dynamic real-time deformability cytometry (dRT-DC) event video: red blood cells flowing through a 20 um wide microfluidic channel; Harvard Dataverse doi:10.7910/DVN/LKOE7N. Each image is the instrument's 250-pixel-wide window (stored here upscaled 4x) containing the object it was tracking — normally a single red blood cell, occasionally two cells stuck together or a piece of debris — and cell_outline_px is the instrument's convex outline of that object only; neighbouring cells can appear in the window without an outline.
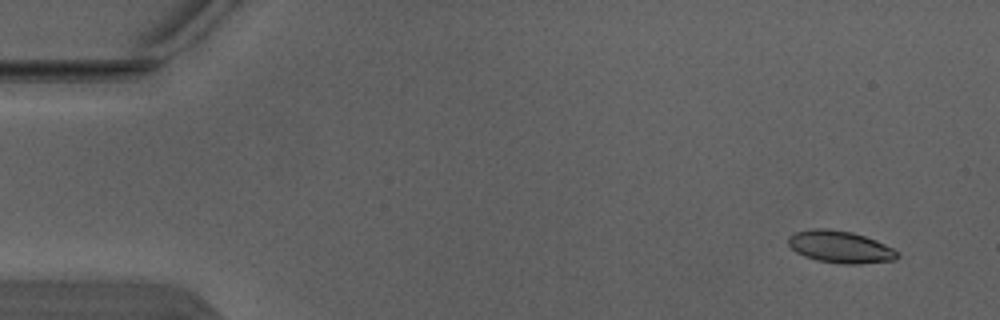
{"species": "Egyptian fruit bat (a non-hibernating species)", "species_latin": "Rousettus aegyptiacus", "temperature_condition": "warm", "stored_images_in_passage": 4, "camera_frame_rate_fps": 3000, "um_per_image_px": 0.085, "animal": {"sex": "male"}, "frame": {"image": 1, "passage_image": 1, "time_ms": 0.0, "image_size_px": [1000, 320], "cell_outline_px": [[900, 256], [896, 260], [860, 264], [844, 264], [816, 260], [804, 256], [796, 252], [788, 244], [788, 236], [796, 232], [812, 228], [828, 228], [852, 232], [876, 240], [900, 252]], "centroid_in_image_um": [71.43, 20.99], "position_along_channel_um": 13.6, "area_um2": 20.58}}
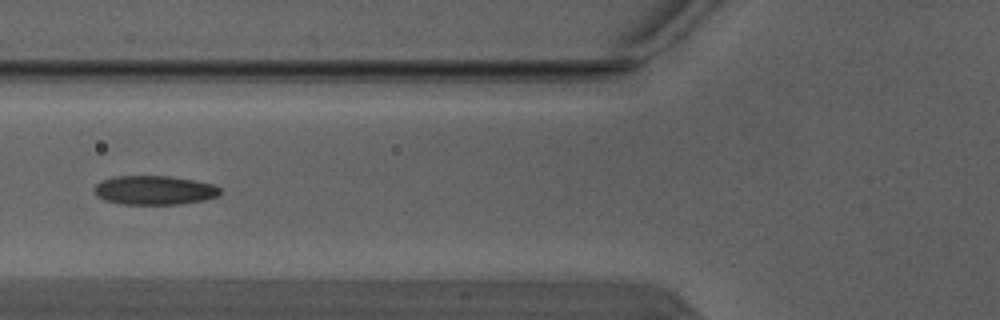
{"frame": {"image": 2, "passage_image": 4, "time_ms": 1.0, "image_size_px": [1000, 320], "cell_outline_px": [[220, 192], [216, 196], [204, 200], [180, 204], [120, 204], [104, 200], [96, 196], [96, 184], [100, 180], [116, 176], [172, 176], [212, 184], [220, 188]], "centroid_in_image_um": [13.09, 16.16], "position_along_channel_um": 112.7, "area_um2": 21.21}}